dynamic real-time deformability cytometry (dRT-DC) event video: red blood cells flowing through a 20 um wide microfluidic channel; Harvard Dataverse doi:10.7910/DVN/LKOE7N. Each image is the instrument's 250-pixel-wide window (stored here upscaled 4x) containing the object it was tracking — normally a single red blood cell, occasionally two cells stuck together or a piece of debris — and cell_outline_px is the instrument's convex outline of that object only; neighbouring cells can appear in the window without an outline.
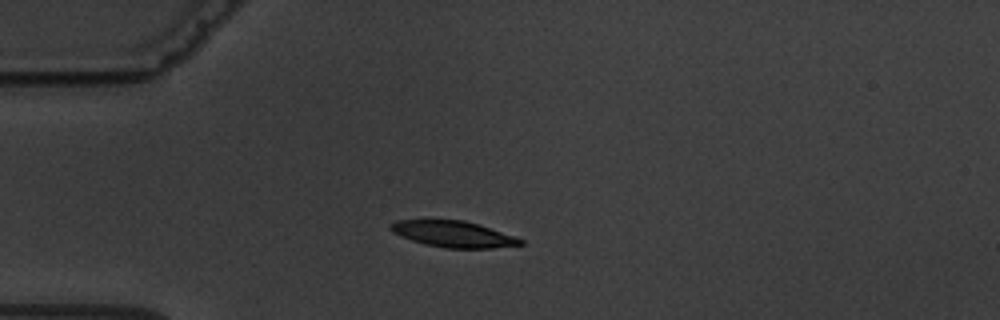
{"species": "common noctule bat (a hibernating species)", "species_latin": "Nyctalus noctula", "temperature_condition": "warm", "stored_images_in_passage": 5, "camera_frame_rate_fps": 3000, "um_per_image_px": 0.085, "animal": {"sex": "male", "body_mass_g": 19.5, "forearm_length_mm": 54.6}, "frame": {"image": 1, "passage_image": 4, "time_ms": 3.667, "image_size_px": [1000, 320], "cell_outline_px": [[524, 244], [492, 248], [444, 248], [424, 244], [400, 236], [392, 232], [388, 228], [388, 224], [396, 220], [464, 220], [480, 224], [516, 236], [524, 240]], "centroid_in_image_um": [38.53, 19.89], "position_along_channel_um": 46.5, "area_um2": 20.06}}